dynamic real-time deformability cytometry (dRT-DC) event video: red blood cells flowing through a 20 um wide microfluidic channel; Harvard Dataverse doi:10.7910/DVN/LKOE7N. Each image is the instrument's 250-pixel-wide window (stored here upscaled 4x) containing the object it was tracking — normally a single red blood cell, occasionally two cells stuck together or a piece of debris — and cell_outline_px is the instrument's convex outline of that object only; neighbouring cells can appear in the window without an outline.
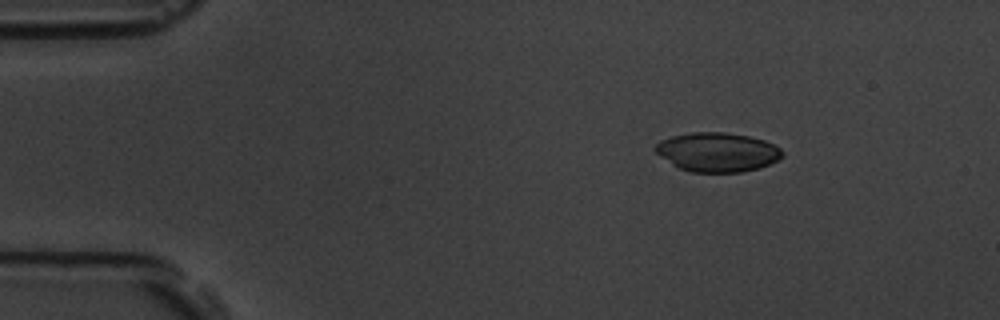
{"species": "common noctule bat (a hibernating species)", "species_latin": "Nyctalus noctula", "temperature_condition": "room temperature", "stored_images_in_passage": 4, "camera_frame_rate_fps": 3000, "um_per_image_px": 0.085, "animal": {"sex": "male", "body_mass_g": 19.5, "forearm_length_mm": 54.6}, "frame": {"image": 1, "passage_image": 1, "time_ms": 0.0, "image_size_px": [1000, 320], "cell_outline_px": [[784, 156], [760, 168], [740, 172], [692, 172], [680, 168], [672, 164], [660, 156], [652, 148], [660, 140], [672, 136], [692, 132], [724, 132], [748, 136], [764, 140], [780, 148], [784, 152]], "centroid_in_image_um": [60.96, 12.92], "position_along_channel_um": 24.0, "area_um2": 28.96}}